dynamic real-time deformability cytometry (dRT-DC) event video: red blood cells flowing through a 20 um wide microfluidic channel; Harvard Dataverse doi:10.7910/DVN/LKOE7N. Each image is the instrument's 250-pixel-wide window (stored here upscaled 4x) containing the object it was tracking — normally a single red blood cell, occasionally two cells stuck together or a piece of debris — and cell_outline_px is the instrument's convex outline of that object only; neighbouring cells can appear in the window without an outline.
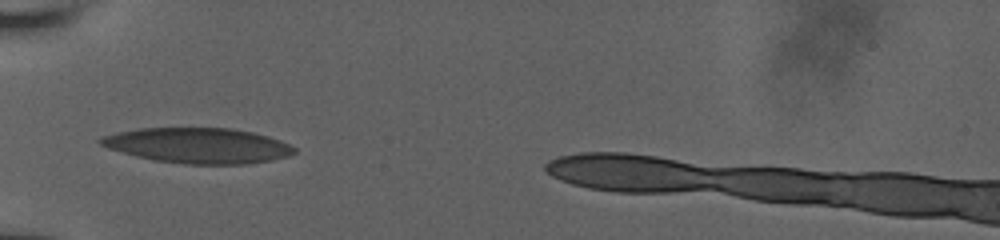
{"species": "human", "species_latin": "Homo sapiens", "temperature_condition": "room temperature", "stored_images_in_passage": 2, "camera_frame_rate_fps": 3000, "um_per_image_px": 0.085, "donor": {"sex": "male"}, "frame": {"image": 1, "passage_image": 1, "time_ms": 0.0, "image_size_px": [1000, 240], "cell_outline_px": [[296, 152], [288, 156], [272, 160], [244, 164], [184, 164], [152, 160], [136, 156], [108, 148], [100, 144], [96, 140], [100, 136], [116, 132], [140, 128], [232, 128], [252, 132], [268, 136], [280, 140], [296, 148]], "centroid_in_image_um": [16.81, 12.37], "position_along_channel_um": 68.2, "area_um2": 40.06}}